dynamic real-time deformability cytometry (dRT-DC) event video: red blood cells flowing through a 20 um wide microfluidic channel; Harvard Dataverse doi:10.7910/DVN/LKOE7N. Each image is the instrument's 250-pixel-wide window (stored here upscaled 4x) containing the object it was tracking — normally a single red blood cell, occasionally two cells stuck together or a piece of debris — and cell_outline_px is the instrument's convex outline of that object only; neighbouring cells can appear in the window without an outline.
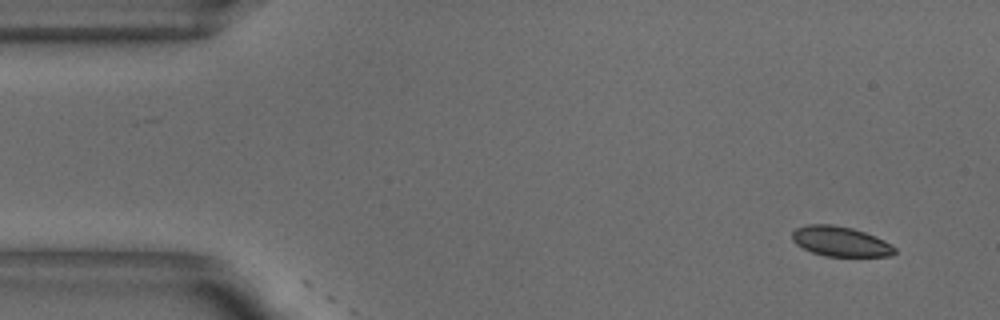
{"species": "common noctule bat (a hibernating species)", "species_latin": "Nyctalus noctula", "temperature_condition": "warm", "stored_images_in_passage": 3, "camera_frame_rate_fps": 3000, "um_per_image_px": 0.085, "animal": {"sex": "male", "body_mass_g": 18.8}, "frame": {"image": 1, "passage_image": 1, "time_ms": 0.0, "image_size_px": [1000, 320], "cell_outline_px": [[896, 252], [892, 256], [824, 256], [812, 252], [796, 244], [792, 240], [792, 232], [796, 228], [808, 224], [832, 224], [852, 228], [876, 236], [892, 244], [896, 248]], "centroid_in_image_um": [71.45, 20.52], "position_along_channel_um": 13.5, "area_um2": 17.98}}